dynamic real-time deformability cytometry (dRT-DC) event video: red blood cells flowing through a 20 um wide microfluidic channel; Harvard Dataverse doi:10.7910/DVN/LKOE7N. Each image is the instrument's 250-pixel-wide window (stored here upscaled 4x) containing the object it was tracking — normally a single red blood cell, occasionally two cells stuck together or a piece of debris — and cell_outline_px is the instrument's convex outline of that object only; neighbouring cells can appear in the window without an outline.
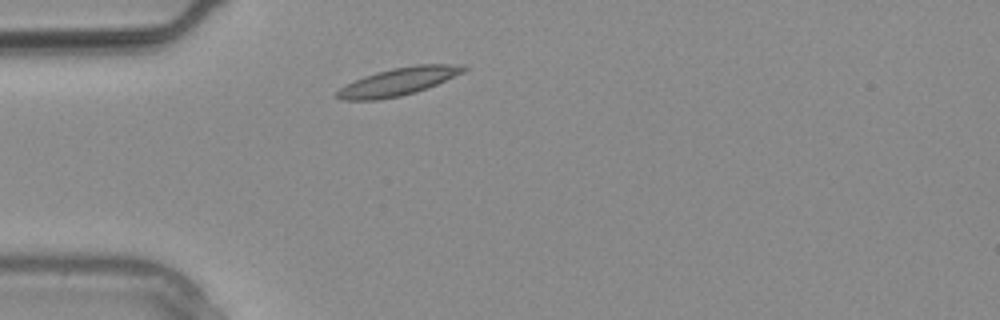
{"species": "common noctule bat (a hibernating species)", "species_latin": "Nyctalus noctula", "temperature_condition": "warm", "stored_images_in_passage": 1, "camera_frame_rate_fps": 3000, "um_per_image_px": 0.085, "animal": {"sex": "male", "body_mass_g": 20.4}, "frame": {"image": 1, "passage_image": 1, "time_ms": 0.0, "image_size_px": [1000, 320], "cell_outline_px": [[468, 68], [464, 72], [436, 84], [416, 92], [400, 96], [380, 100], [340, 100], [332, 96], [340, 88], [364, 76], [376, 72], [392, 68], [416, 64], [464, 64]], "centroid_in_image_um": [33.85, 6.94], "position_along_channel_um": 51.2, "area_um2": 20.52}}